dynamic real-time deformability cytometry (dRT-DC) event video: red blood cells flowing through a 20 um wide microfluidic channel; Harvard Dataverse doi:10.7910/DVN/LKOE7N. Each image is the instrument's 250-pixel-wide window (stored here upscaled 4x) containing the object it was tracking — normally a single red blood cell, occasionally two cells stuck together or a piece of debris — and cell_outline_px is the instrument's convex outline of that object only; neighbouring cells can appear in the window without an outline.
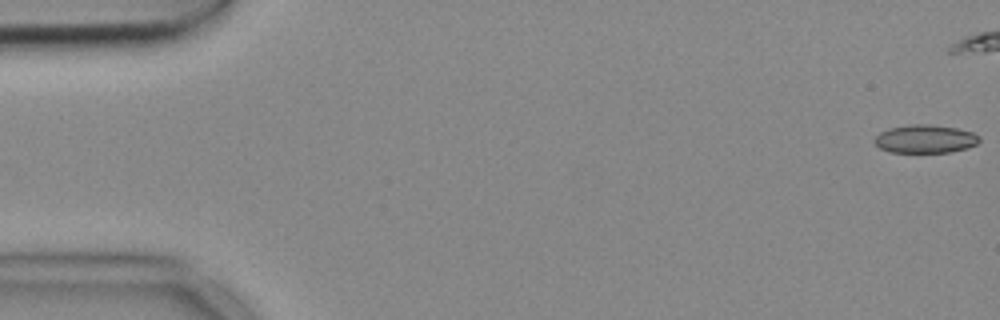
{"species": "common noctule bat (a hibernating species)", "species_latin": "Nyctalus noctula", "temperature_condition": "cold", "stored_images_in_passage": 43, "camera_frame_rate_fps": 3000, "um_per_image_px": 0.085, "animal": {"sex": "female", "body_mass_g": 18.4}, "frame": {"image": 1, "passage_image": 1, "time_ms": 0.0, "image_size_px": [1000, 320], "cell_outline_px": [[980, 140], [976, 144], [968, 148], [948, 152], [888, 152], [880, 148], [872, 140], [880, 132], [888, 128], [912, 124], [928, 124], [956, 128], [972, 132], [980, 136]], "centroid_in_image_um": [78.63, 11.81], "position_along_channel_um": 6.4, "area_um2": 17.28}}
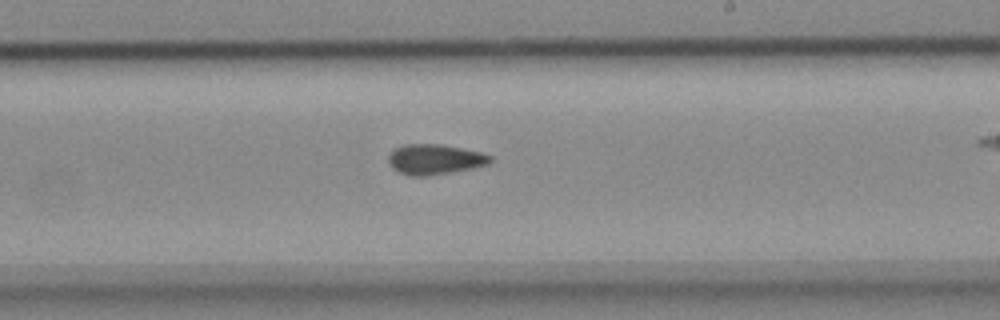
{"frame": {"image": 2, "passage_image": 32, "time_ms": 10.333, "image_size_px": [1000, 320], "cell_outline_px": [[492, 160], [488, 164], [472, 168], [452, 172], [428, 176], [408, 176], [392, 168], [388, 164], [388, 156], [396, 148], [404, 144], [440, 144], [480, 152], [492, 156]], "centroid_in_image_um": [36.93, 13.55], "position_along_channel_um": 252.1, "area_um2": 17.92}}
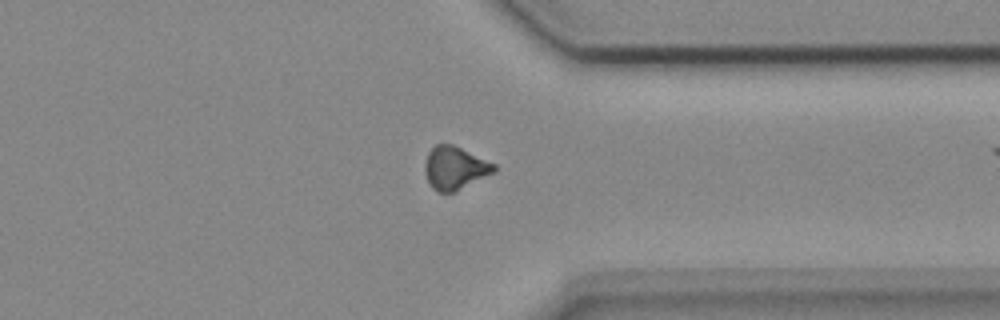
{"frame": {"image": 3, "passage_image": 42, "time_ms": 13.667, "image_size_px": [1000, 320], "cell_outline_px": [[496, 172], [456, 192], [436, 192], [432, 188], [428, 180], [424, 168], [424, 164], [428, 152], [436, 144], [452, 144], [496, 164]], "centroid_in_image_um": [38.68, 14.3], "position_along_channel_um": 372.7, "area_um2": 17.46}}